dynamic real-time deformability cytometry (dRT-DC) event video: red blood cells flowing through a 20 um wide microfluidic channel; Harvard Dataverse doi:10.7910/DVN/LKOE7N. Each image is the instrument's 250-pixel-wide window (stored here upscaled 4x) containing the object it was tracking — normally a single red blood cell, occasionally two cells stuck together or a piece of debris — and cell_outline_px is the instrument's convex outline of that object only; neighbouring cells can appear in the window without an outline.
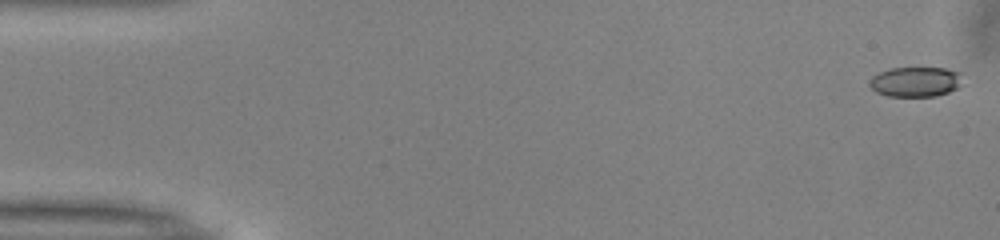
{"species": "common noctule bat (a hibernating species)", "species_latin": "Nyctalus noctula", "temperature_condition": "warm", "stored_images_in_passage": 51, "camera_frame_rate_fps": 3000, "um_per_image_px": 0.085, "animal": {"sex": "male", "body_mass_g": 13.0, "forearm_length_mm": 53.1}, "frame": {"image": 1, "passage_image": 1, "time_ms": 0.0, "image_size_px": [1000, 240], "cell_outline_px": [[960, 84], [956, 88], [948, 92], [936, 96], [888, 96], [876, 92], [868, 84], [872, 76], [880, 72], [892, 68], [944, 68], [960, 72]], "centroid_in_image_um": [77.79, 6.95], "position_along_channel_um": 7.2, "area_um2": 16.07}}
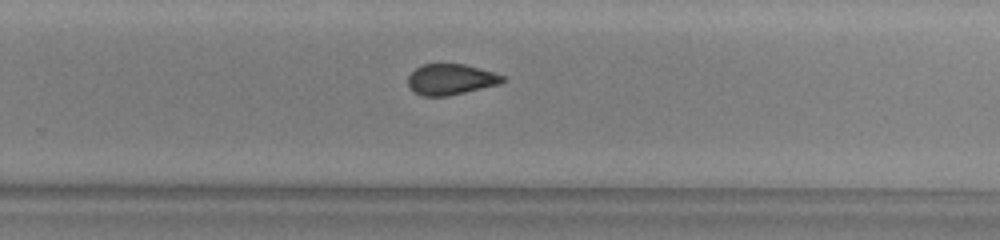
{"frame": {"image": 2, "passage_image": 33, "time_ms": 10.667, "image_size_px": [1000, 240], "cell_outline_px": [[508, 80], [500, 84], [448, 96], [424, 96], [416, 92], [408, 84], [408, 76], [416, 68], [424, 64], [464, 64], [492, 72], [504, 76]], "centroid_in_image_um": [38.35, 6.75], "position_along_channel_um": 291.5, "area_um2": 16.82}}
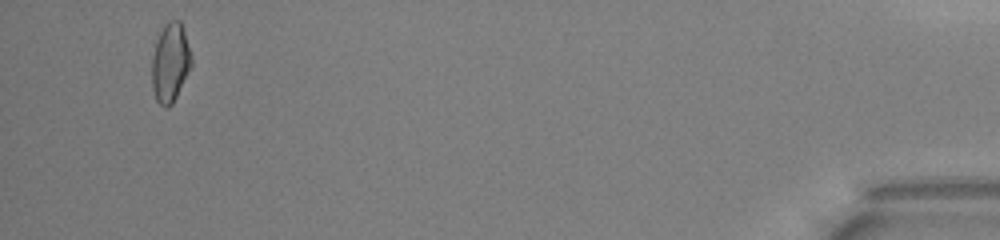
{"frame": {"image": 3, "passage_image": 49, "time_ms": 16.0, "image_size_px": [1000, 240], "cell_outline_px": [[192, 64], [172, 104], [168, 108], [164, 108], [156, 100], [152, 88], [152, 56], [160, 32], [164, 24], [168, 20], [180, 20], [192, 56]], "centroid_in_image_um": [14.47, 5.33], "position_along_channel_um": 420.7, "area_um2": 18.03}, "authors_computed_cell_mechanics": {"area_um2": 17.8024, "velocity_mm_per_s": 4.0113, "shape_relaxation_time_tau1_ms": 6.4102, "shape_relaxation_time_tau2_ms": 3.236, "deformation_change_tau1": 0.1224, "deformation_change_tau2": 0.0994}}